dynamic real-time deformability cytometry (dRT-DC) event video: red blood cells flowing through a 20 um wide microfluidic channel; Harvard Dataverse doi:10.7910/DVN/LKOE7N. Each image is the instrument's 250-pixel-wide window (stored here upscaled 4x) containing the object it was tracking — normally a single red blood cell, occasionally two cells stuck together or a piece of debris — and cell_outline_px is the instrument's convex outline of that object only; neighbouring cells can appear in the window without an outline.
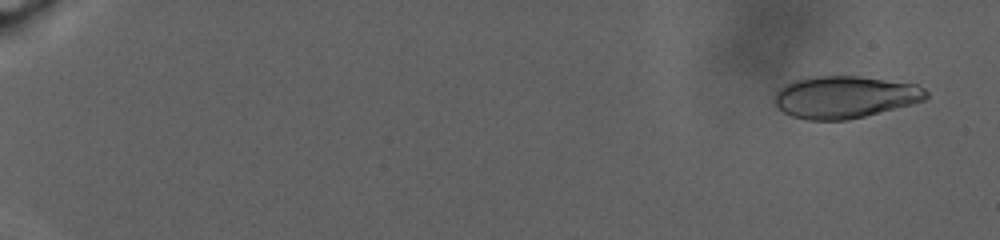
{"species": "human", "species_latin": "Homo sapiens", "temperature_condition": "warm", "stored_images_in_passage": 55, "camera_frame_rate_fps": 3000, "um_per_image_px": 0.085, "donor": {"sex": "male"}, "frame": {"image": 1, "passage_image": 7, "time_ms": 1.333, "image_size_px": [1000, 240], "cell_outline_px": [[928, 96], [924, 100], [912, 104], [848, 120], [808, 120], [792, 116], [784, 112], [776, 104], [776, 92], [784, 84], [796, 80], [820, 76], [856, 76], [916, 84], [924, 88], [928, 92]], "centroid_in_image_um": [71.83, 8.25], "position_along_channel_um": 13.2, "area_um2": 36.88}}
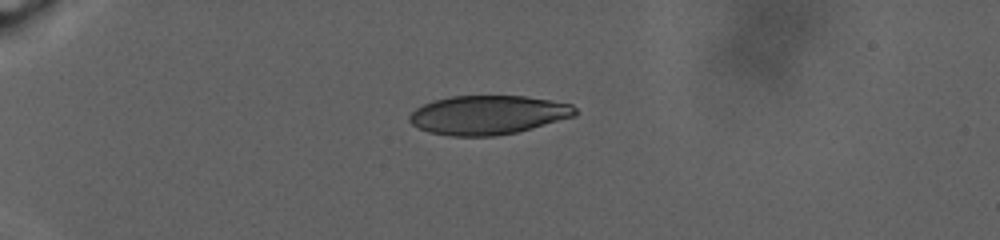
{"frame": {"image": 2, "passage_image": 35, "time_ms": 9.0, "image_size_px": [1000, 240], "cell_outline_px": [[576, 116], [532, 128], [516, 132], [496, 136], [448, 136], [428, 132], [412, 124], [408, 120], [408, 116], [416, 108], [424, 104], [436, 100], [452, 96], [524, 96], [572, 104], [576, 108]], "centroid_in_image_um": [41.48, 9.78], "position_along_channel_um": 43.5, "area_um2": 37.57}}
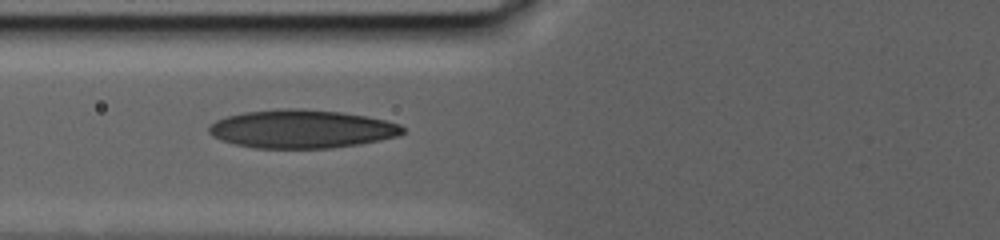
{"frame": {"image": 3, "passage_image": 54, "time_ms": 14.0, "image_size_px": [1000, 240], "cell_outline_px": [[404, 132], [396, 136], [380, 140], [360, 144], [332, 148], [256, 148], [236, 144], [212, 136], [208, 132], [208, 128], [216, 120], [228, 116], [244, 112], [284, 108], [300, 108], [340, 112], [364, 116], [384, 120], [400, 124], [404, 128]], "centroid_in_image_um": [25.64, 10.96], "position_along_channel_um": 100.2, "area_um2": 43.06}}